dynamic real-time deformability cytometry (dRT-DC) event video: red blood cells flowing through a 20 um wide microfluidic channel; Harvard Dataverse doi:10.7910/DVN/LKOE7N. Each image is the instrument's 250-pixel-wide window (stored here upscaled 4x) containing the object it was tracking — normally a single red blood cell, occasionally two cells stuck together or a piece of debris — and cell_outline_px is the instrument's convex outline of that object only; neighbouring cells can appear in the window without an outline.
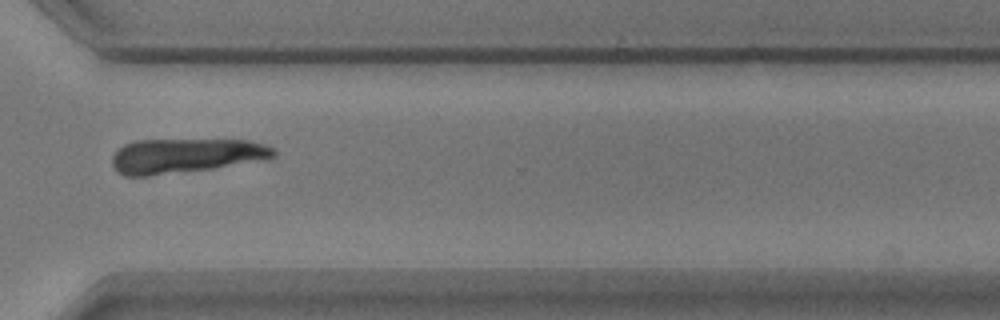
{"species": "common noctule bat (a hibernating species)", "species_latin": "Nyctalus noctula", "temperature_condition": "warm", "stored_images_in_passage": 41, "camera_frame_rate_fps": 3000, "um_per_image_px": 0.085, "animal": {"sex": "male", "body_mass_g": 17.9}, "frame": {"image": 1, "passage_image": 26, "time_ms": 8.333, "image_size_px": [1000, 320], "cell_outline_px": [[276, 156], [212, 168], [148, 176], [124, 176], [116, 172], [112, 164], [112, 156], [124, 144], [136, 140], [252, 140], [276, 148]], "centroid_in_image_um": [15.72, 13.23], "position_along_channel_um": 354.9, "area_um2": 32.25}}
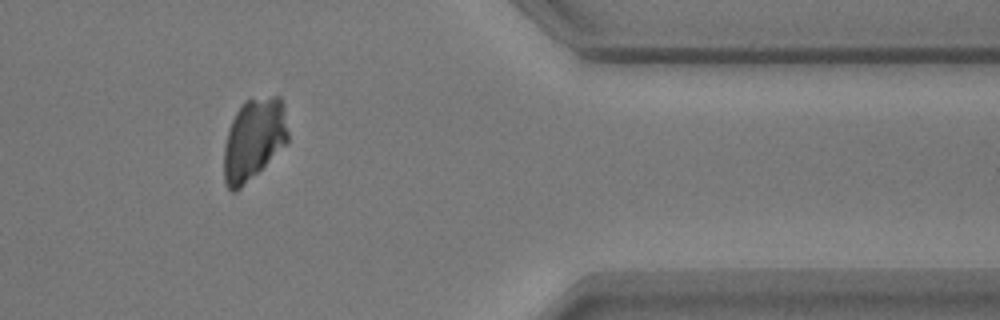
{"frame": {"image": 2, "passage_image": 31, "time_ms": 10.0, "image_size_px": [1000, 320], "cell_outline_px": [[288, 144], [236, 192], [232, 192], [228, 188], [224, 180], [224, 144], [228, 128], [236, 112], [244, 100], [272, 96], [280, 96], [284, 104], [288, 132]], "centroid_in_image_um": [21.58, 11.83], "position_along_channel_um": 389.8, "area_um2": 30.81}}
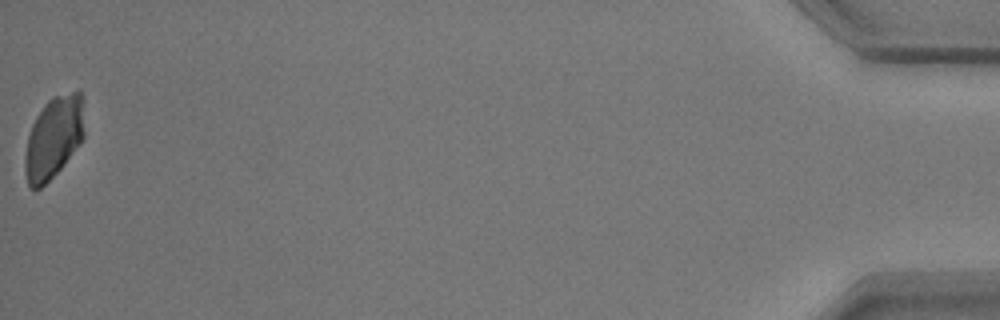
{"frame": {"image": 3, "passage_image": 41, "time_ms": 13.333, "image_size_px": [1000, 320], "cell_outline_px": [[84, 136], [80, 144], [60, 168], [40, 188], [32, 188], [28, 184], [24, 172], [24, 156], [28, 136], [32, 124], [36, 116], [44, 104], [52, 96], [72, 92], [80, 92], [84, 96]], "centroid_in_image_um": [4.57, 11.65], "position_along_channel_um": 430.6, "area_um2": 28.5}}